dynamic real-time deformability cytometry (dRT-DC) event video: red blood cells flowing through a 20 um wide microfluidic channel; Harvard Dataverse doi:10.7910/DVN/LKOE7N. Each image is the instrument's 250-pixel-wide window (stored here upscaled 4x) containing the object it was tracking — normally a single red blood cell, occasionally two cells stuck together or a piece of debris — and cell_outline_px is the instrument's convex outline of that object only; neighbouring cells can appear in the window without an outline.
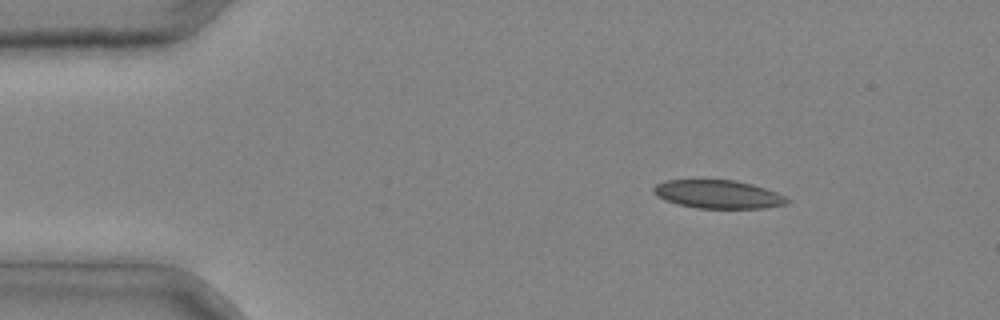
{"species": "common noctule bat (a hibernating species)", "species_latin": "Nyctalus noctula", "temperature_condition": "cold", "stored_images_in_passage": 3, "segment_of_instrument_passage": [1, 2], "camera_frame_rate_fps": 3000, "um_per_image_px": 0.085, "animal": {"sex": "male", "body_mass_g": 20.4}, "frame": {"image": 1, "passage_image": 1, "time_ms": 0.0, "image_size_px": [1000, 320], "cell_outline_px": [[792, 200], [788, 204], [764, 208], [696, 208], [676, 204], [664, 200], [656, 196], [652, 192], [652, 188], [656, 184], [664, 180], [736, 180], [752, 184], [776, 192]], "centroid_in_image_um": [61.01, 16.52], "position_along_channel_um": 24.0, "area_um2": 22.25}}
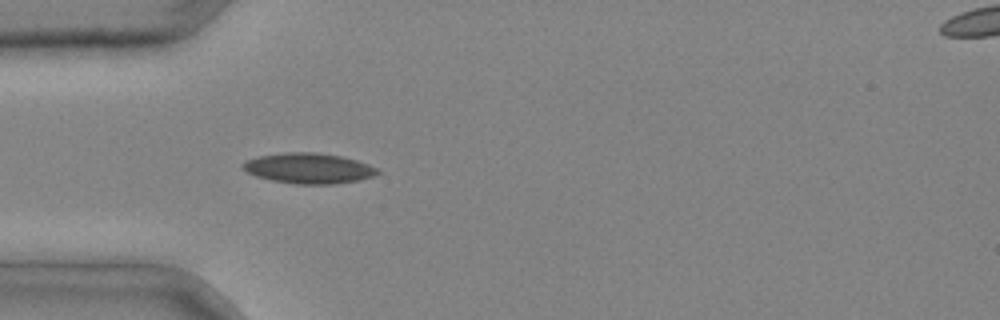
{"frame": {"image": 2, "passage_image": 2, "time_ms": 0.333, "image_size_px": [1000, 320], "cell_outline_px": [[380, 172], [376, 176], [360, 180], [332, 184], [296, 184], [272, 180], [256, 176], [240, 168], [240, 164], [244, 160], [260, 156], [284, 152], [316, 152], [340, 156], [356, 160], [368, 164], [376, 168]], "centroid_in_image_um": [26.22, 14.3], "position_along_channel_um": 58.8, "area_um2": 23.99}}